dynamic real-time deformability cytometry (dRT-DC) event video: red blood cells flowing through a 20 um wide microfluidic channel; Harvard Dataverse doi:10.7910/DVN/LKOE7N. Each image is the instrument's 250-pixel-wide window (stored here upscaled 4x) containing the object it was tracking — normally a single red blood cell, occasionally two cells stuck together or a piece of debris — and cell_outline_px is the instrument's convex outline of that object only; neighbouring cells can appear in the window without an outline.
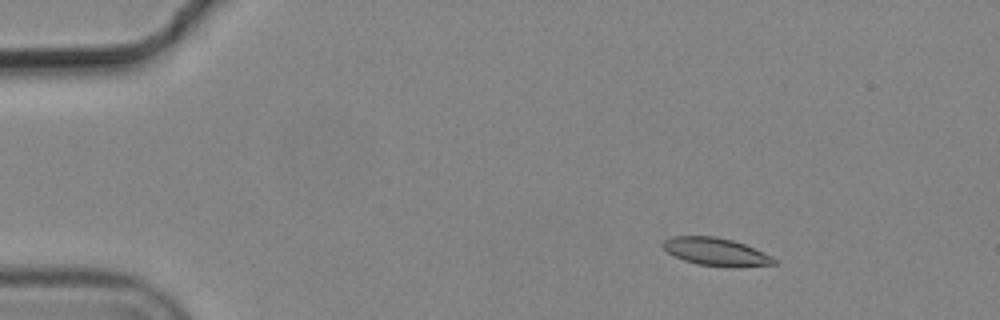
{"species": "common noctule bat (a hibernating species)", "species_latin": "Nyctalus noctula", "temperature_condition": "cold", "stored_images_in_passage": 5, "camera_frame_rate_fps": 3000, "um_per_image_px": 0.085, "animal": {"sex": "male", "body_mass_g": 19.2, "forearm_length_mm": 51.8}, "frame": {"image": 1, "passage_image": 1, "time_ms": 0.0, "image_size_px": [1000, 320], "cell_outline_px": [[776, 264], [732, 268], [696, 264], [684, 260], [668, 252], [664, 248], [664, 240], [672, 236], [716, 236], [732, 240], [744, 244], [772, 256], [776, 260]], "centroid_in_image_um": [60.89, 21.41], "position_along_channel_um": 24.1, "area_um2": 17.98}}
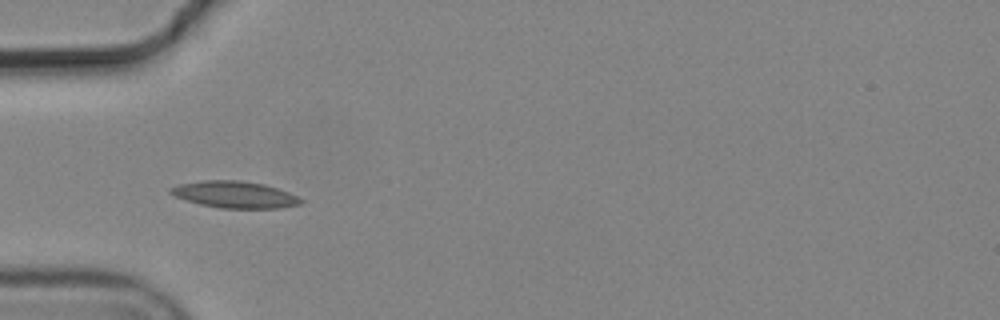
{"frame": {"image": 2, "passage_image": 4, "time_ms": 1.0, "image_size_px": [1000, 320], "cell_outline_px": [[304, 200], [300, 204], [280, 208], [220, 208], [200, 204], [176, 196], [168, 192], [168, 188], [180, 184], [204, 180], [240, 180], [264, 184], [288, 192]], "centroid_in_image_um": [19.95, 16.53], "position_along_channel_um": 65.1, "area_um2": 20.11}}
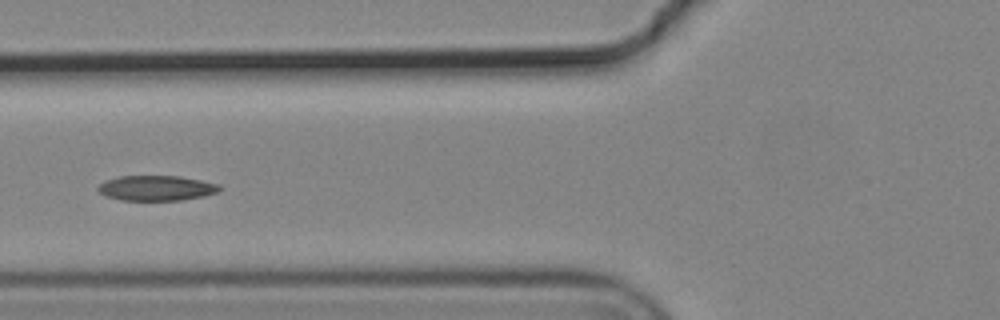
{"frame": {"image": 3, "passage_image": 5, "time_ms": 1.333, "image_size_px": [1000, 320], "cell_outline_px": [[224, 188], [216, 192], [204, 196], [180, 200], [124, 200], [108, 196], [100, 192], [96, 188], [104, 180], [120, 176], [180, 176], [220, 184]], "centroid_in_image_um": [13.32, 15.97], "position_along_channel_um": 112.5, "area_um2": 17.74}}